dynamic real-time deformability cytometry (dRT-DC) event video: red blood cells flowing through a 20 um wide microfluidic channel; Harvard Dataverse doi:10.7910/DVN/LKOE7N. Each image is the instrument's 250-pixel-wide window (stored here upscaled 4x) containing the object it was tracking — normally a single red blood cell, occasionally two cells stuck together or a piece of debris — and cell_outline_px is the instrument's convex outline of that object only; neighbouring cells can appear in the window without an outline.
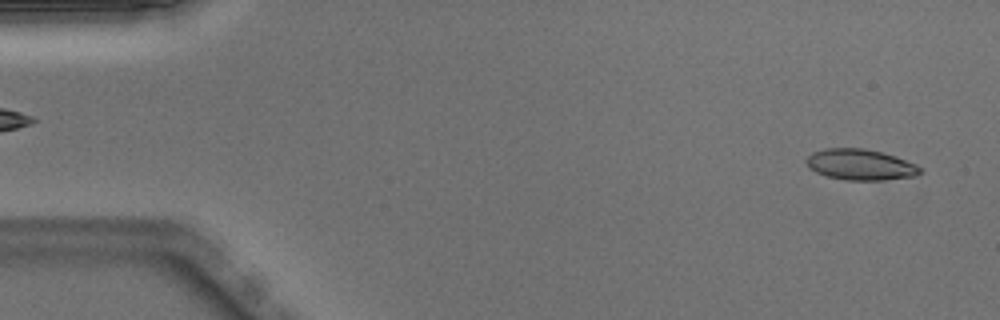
{"species": "Egyptian fruit bat (a non-hibernating species)", "species_latin": "Rousettus aegyptiacus", "temperature_condition": "warm", "stored_images_in_passage": 49, "camera_frame_rate_fps": 3000, "um_per_image_px": 0.085, "animal": {"sex": "male"}, "frame": {"image": 1, "passage_image": 2, "time_ms": 0.333, "image_size_px": [1000, 320], "cell_outline_px": [[924, 172], [912, 176], [884, 180], [844, 180], [828, 176], [816, 172], [808, 168], [804, 160], [812, 152], [824, 148], [864, 148], [896, 156], [916, 164], [924, 168]], "centroid_in_image_um": [73.13, 13.99], "position_along_channel_um": 11.9, "area_um2": 20.69}}
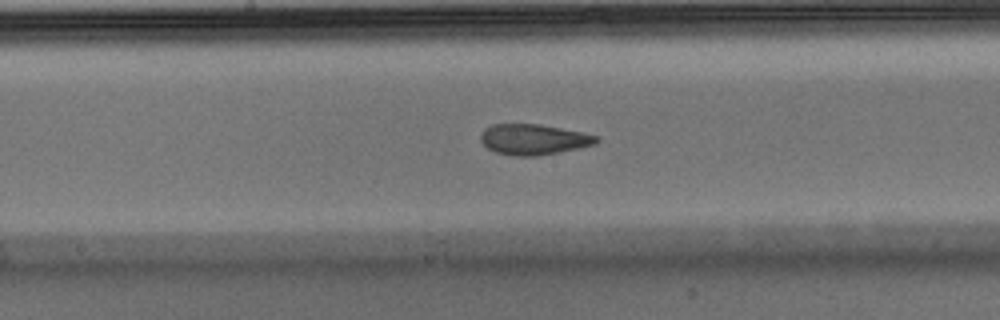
{"frame": {"image": 2, "passage_image": 25, "time_ms": 8.0, "image_size_px": [1000, 320], "cell_outline_px": [[600, 140], [596, 144], [560, 152], [536, 156], [512, 156], [496, 152], [488, 148], [480, 140], [480, 136], [484, 128], [492, 124], [540, 124], [584, 132], [596, 136]], "centroid_in_image_um": [45.36, 11.85], "position_along_channel_um": 202.8, "area_um2": 20.75}}
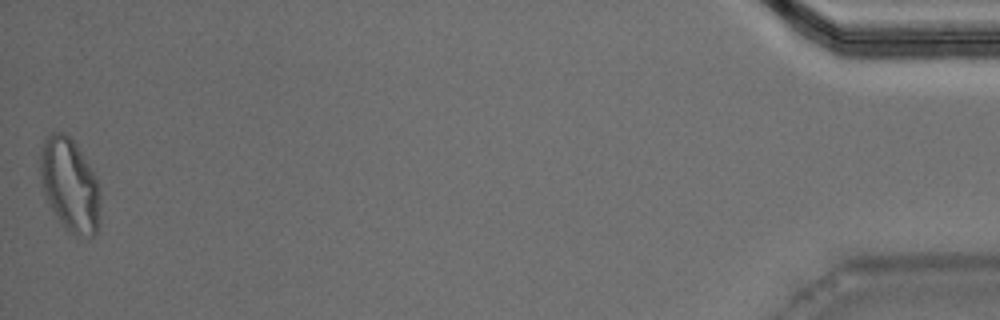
{"frame": {"image": 3, "passage_image": 49, "time_ms": 16.0, "image_size_px": [1000, 320], "cell_outline_px": [[100, 204], [96, 232], [92, 236], [88, 236], [68, 232], [52, 208], [44, 192], [40, 172], [40, 156], [44, 140], [52, 132], [64, 132], [72, 140], [96, 176], [100, 188]], "centroid_in_image_um": [5.94, 15.7], "position_along_channel_um": 429.3, "area_um2": 31.85}, "authors_computed_cell_mechanics": {"area_um2": 21.0392, "velocity_mm_per_s": 4.0189, "shape_relaxation_time_tau1_ms": null, "shape_relaxation_time_tau2_ms": 1.4869, "deformation_change_tau1": null, "deformation_change_tau2": 0.0741}}